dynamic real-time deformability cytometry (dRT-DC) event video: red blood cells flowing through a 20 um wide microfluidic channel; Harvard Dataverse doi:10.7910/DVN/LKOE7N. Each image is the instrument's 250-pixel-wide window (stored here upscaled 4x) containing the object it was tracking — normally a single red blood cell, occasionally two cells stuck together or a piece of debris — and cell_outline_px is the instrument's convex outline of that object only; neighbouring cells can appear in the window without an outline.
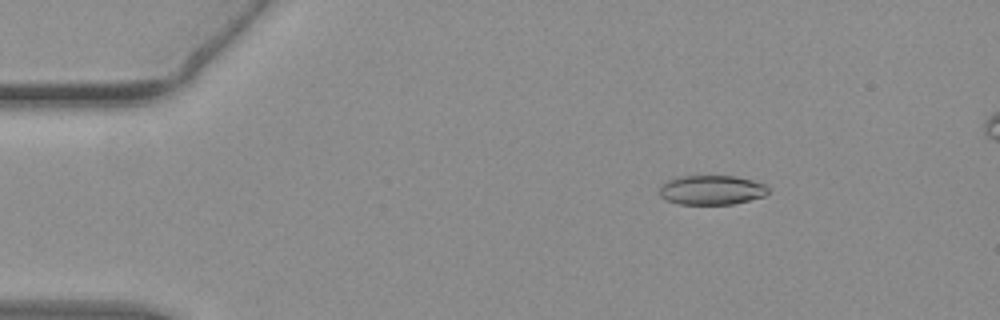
{"species": "common noctule bat (a hibernating species)", "species_latin": "Nyctalus noctula", "temperature_condition": "warm", "stored_images_in_passage": 49, "camera_frame_rate_fps": 3000, "um_per_image_px": 0.085, "animal": {"sex": "female", "body_mass_g": 19.3, "forearm_length_mm": 54.1}, "frame": {"image": 1, "passage_image": 3, "time_ms": 0.667, "image_size_px": [1000, 320], "cell_outline_px": [[768, 192], [764, 196], [732, 204], [680, 204], [668, 200], [660, 196], [660, 184], [676, 176], [736, 176], [752, 180], [764, 184], [768, 188]], "centroid_in_image_um": [60.46, 16.14], "position_along_channel_um": 24.5, "area_um2": 18.61}}
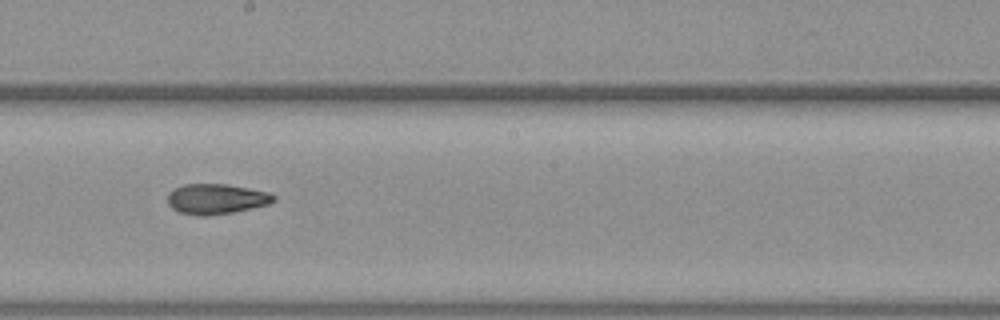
{"frame": {"image": 2, "passage_image": 25, "time_ms": 8.0, "image_size_px": [1000, 320], "cell_outline_px": [[276, 200], [268, 204], [252, 208], [232, 212], [208, 216], [200, 216], [180, 212], [172, 208], [168, 204], [168, 192], [172, 188], [184, 184], [228, 184], [268, 192], [276, 196]], "centroid_in_image_um": [18.36, 16.9], "position_along_channel_um": 229.8, "area_um2": 18.79}}
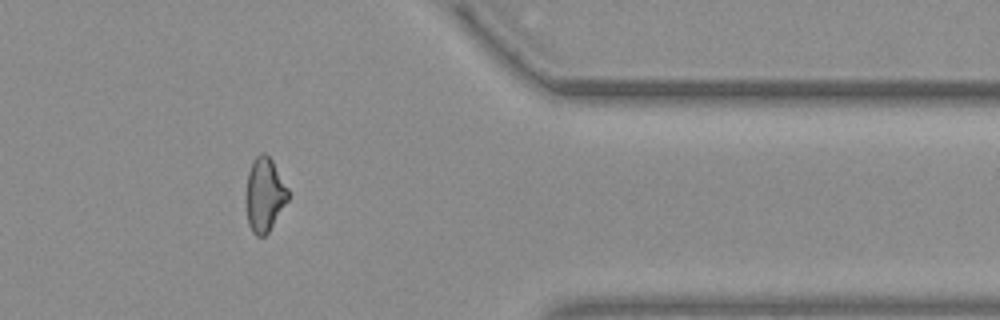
{"frame": {"image": 3, "passage_image": 39, "time_ms": 12.667, "image_size_px": [1000, 320], "cell_outline_px": [[288, 200], [268, 232], [264, 236], [256, 236], [252, 232], [248, 224], [248, 172], [252, 160], [260, 152], [264, 152], [272, 160], [288, 188]], "centroid_in_image_um": [22.51, 16.53], "position_along_channel_um": 388.9, "area_um2": 17.63}, "authors_computed_cell_mechanics": {"area_um2": 18.8428, "velocity_mm_per_s": 3.8339, "shape_relaxation_time_tau1_ms": 9.5929, "shape_relaxation_time_tau2_ms": 5.0284, "deformation_change_tau1": 0.2244, "deformation_change_tau2": 0.1236}}